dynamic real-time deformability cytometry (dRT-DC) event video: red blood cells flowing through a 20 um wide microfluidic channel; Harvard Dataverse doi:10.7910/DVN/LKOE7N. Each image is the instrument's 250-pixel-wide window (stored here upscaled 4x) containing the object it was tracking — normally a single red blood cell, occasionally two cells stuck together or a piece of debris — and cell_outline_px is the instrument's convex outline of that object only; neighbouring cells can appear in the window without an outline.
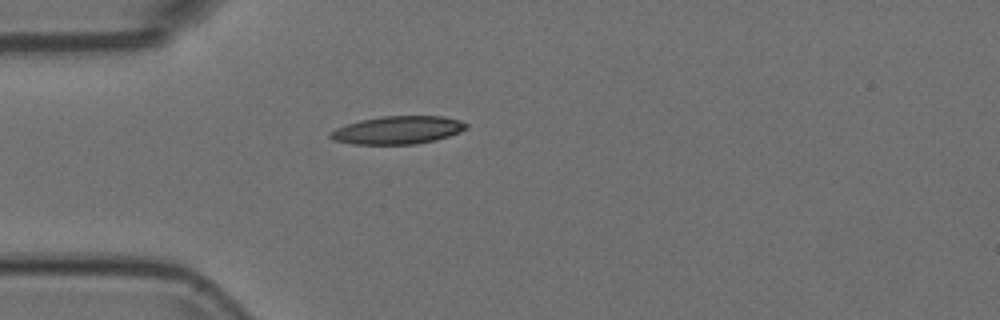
{"species": "Egyptian fruit bat (a non-hibernating species)", "species_latin": "Rousettus aegyptiacus", "temperature_condition": "room temperature", "stored_images_in_passage": 40, "camera_frame_rate_fps": 3000, "um_per_image_px": 0.085, "animal": {"sex": "female"}, "frame": {"image": 1, "passage_image": 1, "time_ms": 0.0, "image_size_px": [1000, 320], "cell_outline_px": [[468, 128], [460, 132], [436, 140], [416, 144], [352, 144], [332, 140], [328, 136], [328, 132], [336, 128], [360, 120], [380, 116], [444, 116], [460, 120], [468, 124]], "centroid_in_image_um": [33.8, 11.05], "position_along_channel_um": 51.2, "area_um2": 22.31}}
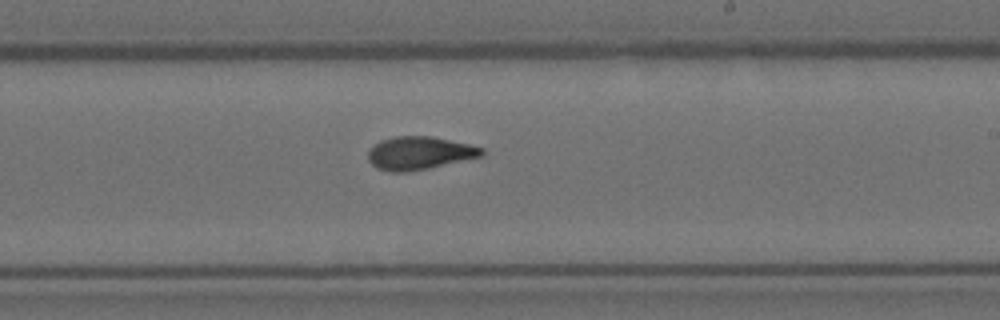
{"frame": {"image": 2, "passage_image": 18, "time_ms": 5.667, "image_size_px": [1000, 320], "cell_outline_px": [[484, 156], [428, 168], [404, 172], [388, 172], [376, 168], [368, 160], [368, 152], [372, 144], [380, 140], [396, 136], [432, 136], [468, 144], [484, 148]], "centroid_in_image_um": [35.62, 13.01], "position_along_channel_um": 253.4, "area_um2": 22.02}}
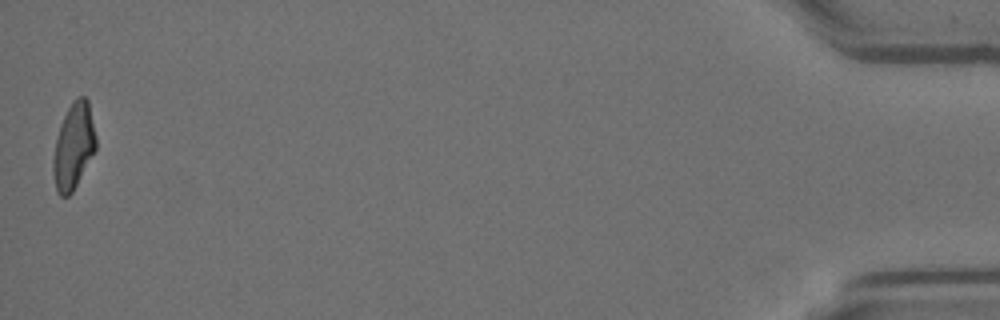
{"frame": {"image": 3, "passage_image": 40, "time_ms": 13.0, "image_size_px": [1000, 320], "cell_outline_px": [[96, 148], [72, 192], [68, 196], [60, 196], [56, 192], [52, 172], [52, 164], [56, 140], [60, 124], [72, 100], [76, 96], [84, 96], [88, 100], [96, 136]], "centroid_in_image_um": [6.24, 12.41], "position_along_channel_um": 429.0, "area_um2": 21.33}}